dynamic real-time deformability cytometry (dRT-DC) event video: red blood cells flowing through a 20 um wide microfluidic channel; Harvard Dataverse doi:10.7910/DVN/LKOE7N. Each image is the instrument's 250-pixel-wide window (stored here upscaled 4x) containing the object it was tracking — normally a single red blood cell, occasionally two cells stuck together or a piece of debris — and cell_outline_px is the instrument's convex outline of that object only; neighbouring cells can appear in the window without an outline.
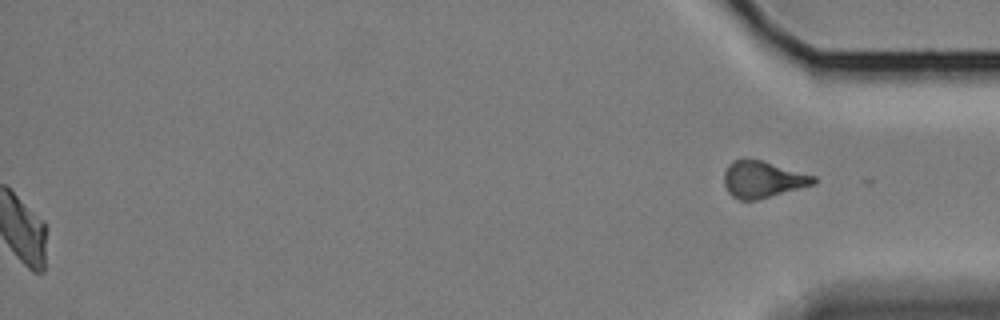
{"species": "Egyptian fruit bat (a non-hibernating species)", "species_latin": "Rousettus aegyptiacus", "temperature_condition": "cold", "stored_images_in_passage": 61, "segment_of_instrument_passage": [2, 2], "camera_frame_rate_fps": 3000, "um_per_image_px": 0.085, "animal": {"sex": "female"}, "frame": {"image": 1, "passage_image": 61, "time_ms": 20.0, "image_size_px": [1000, 320], "cell_outline_px": [[816, 184], [756, 200], [740, 200], [732, 196], [728, 192], [724, 184], [724, 172], [728, 164], [732, 160], [760, 160], [816, 176]], "centroid_in_image_um": [64.82, 15.26], "position_along_channel_um": 370.4, "area_um2": 18.96}}